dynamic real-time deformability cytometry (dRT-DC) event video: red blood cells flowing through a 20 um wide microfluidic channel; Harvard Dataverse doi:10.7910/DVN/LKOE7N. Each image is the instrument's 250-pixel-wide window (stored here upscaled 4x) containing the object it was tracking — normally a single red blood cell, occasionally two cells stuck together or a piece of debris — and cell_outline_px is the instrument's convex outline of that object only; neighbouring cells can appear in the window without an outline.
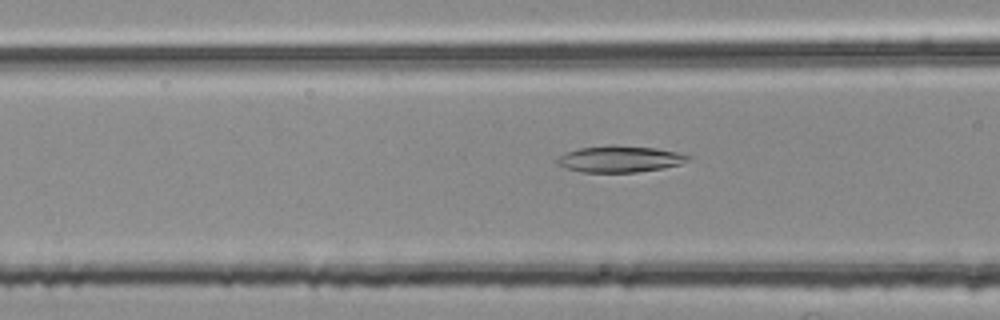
{"species": "common noctule bat (a hibernating species)", "species_latin": "Nyctalus noctula", "temperature_condition": "room temperature", "stored_images_in_passage": 41, "camera_frame_rate_fps": 3000, "um_per_image_px": 0.085, "animal": {"sex": "female", "body_mass_g": 25.1}, "frame": {"image": 1, "passage_image": 15, "time_ms": 4.667, "image_size_px": [1000, 320], "cell_outline_px": [[692, 160], [680, 164], [664, 168], [636, 172], [580, 172], [556, 164], [556, 160], [564, 152], [580, 148], [612, 144], [656, 148], [676, 152], [692, 156]], "centroid_in_image_um": [52.7, 13.51], "position_along_channel_um": 113.9, "area_um2": 20.35}}
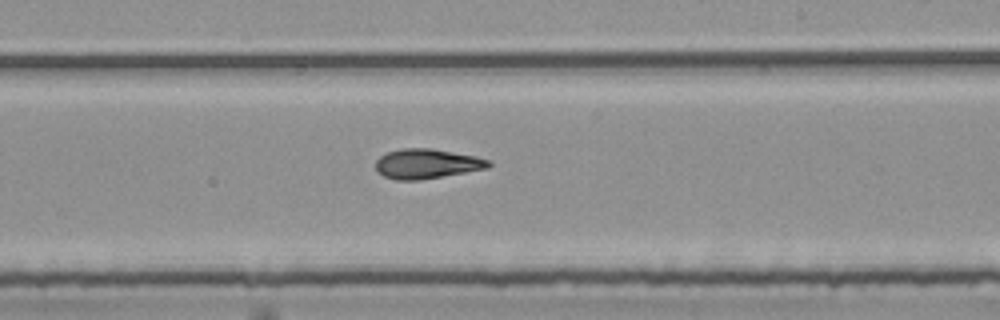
{"frame": {"image": 2, "passage_image": 26, "time_ms": 8.333, "image_size_px": [1000, 320], "cell_outline_px": [[492, 164], [488, 168], [420, 180], [396, 180], [384, 176], [376, 172], [376, 160], [380, 156], [388, 152], [400, 148], [432, 148], [476, 156], [488, 160]], "centroid_in_image_um": [36.25, 13.91], "position_along_channel_um": 252.7, "area_um2": 19.59}}
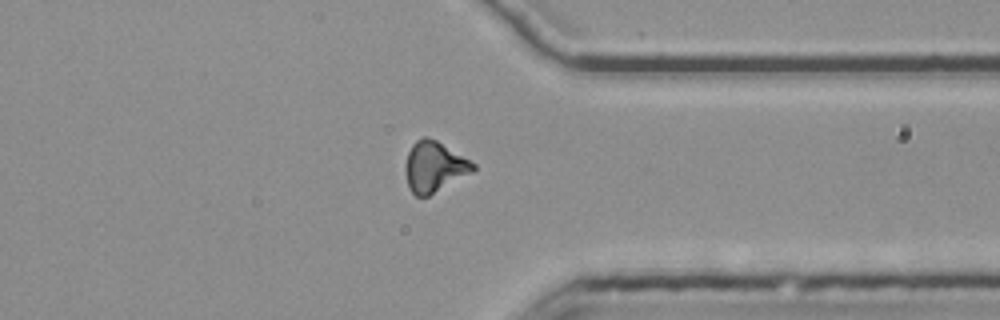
{"frame": {"image": 3, "passage_image": 36, "time_ms": 11.667, "image_size_px": [1000, 320], "cell_outline_px": [[476, 168], [472, 172], [428, 196], [416, 196], [408, 188], [404, 172], [404, 168], [408, 152], [412, 144], [416, 140], [424, 136], [436, 140], [476, 164]], "centroid_in_image_um": [36.87, 14.18], "position_along_channel_um": 374.5, "area_um2": 19.83}}